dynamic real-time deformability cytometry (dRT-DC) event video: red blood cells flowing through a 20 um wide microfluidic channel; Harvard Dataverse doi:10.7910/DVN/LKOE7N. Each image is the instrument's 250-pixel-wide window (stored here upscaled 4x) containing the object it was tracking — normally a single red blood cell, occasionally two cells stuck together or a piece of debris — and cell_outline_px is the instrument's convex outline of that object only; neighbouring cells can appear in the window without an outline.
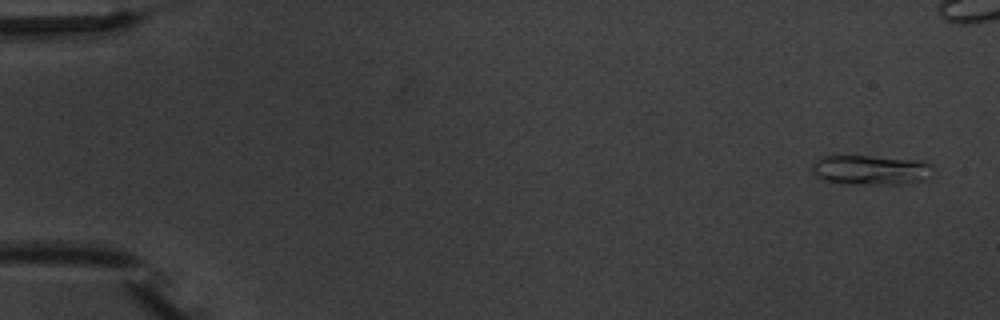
{"species": "common noctule bat (a hibernating species)", "species_latin": "Nyctalus noctula", "temperature_condition": "warm", "stored_images_in_passage": 4, "camera_frame_rate_fps": 3000, "um_per_image_px": 0.085, "animal": {"sex": "male", "body_mass_g": 20.1, "forearm_length_mm": 53.5}, "frame": {"image": 1, "passage_image": 1, "time_ms": 0.0, "image_size_px": [1000, 320], "cell_outline_px": [[932, 176], [924, 180], [896, 184], [852, 184], [820, 180], [812, 172], [812, 164], [820, 156], [868, 156], [924, 160], [932, 164]], "centroid_in_image_um": [74.02, 14.44], "position_along_channel_um": 11.0, "area_um2": 21.21}}